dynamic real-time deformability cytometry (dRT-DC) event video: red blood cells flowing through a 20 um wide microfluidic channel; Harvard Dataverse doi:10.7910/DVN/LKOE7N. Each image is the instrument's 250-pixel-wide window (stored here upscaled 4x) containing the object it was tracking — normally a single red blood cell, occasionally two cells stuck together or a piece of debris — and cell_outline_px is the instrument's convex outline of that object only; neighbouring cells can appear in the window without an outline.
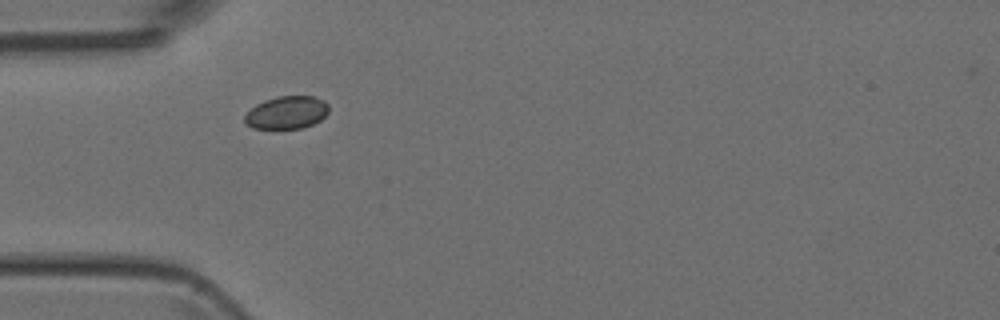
{"species": "Egyptian fruit bat (a non-hibernating species)", "species_latin": "Rousettus aegyptiacus", "temperature_condition": "room temperature", "stored_images_in_passage": 3, "camera_frame_rate_fps": 3000, "um_per_image_px": 0.085, "animal": {"sex": "female"}, "frame": {"image": 1, "passage_image": 3, "time_ms": 2.333, "image_size_px": [1000, 320], "cell_outline_px": [[328, 112], [320, 120], [312, 124], [300, 128], [252, 128], [244, 124], [244, 116], [256, 104], [264, 100], [276, 96], [312, 96], [324, 100], [328, 104]], "centroid_in_image_um": [24.35, 9.56], "position_along_channel_um": 60.6, "area_um2": 16.01}}